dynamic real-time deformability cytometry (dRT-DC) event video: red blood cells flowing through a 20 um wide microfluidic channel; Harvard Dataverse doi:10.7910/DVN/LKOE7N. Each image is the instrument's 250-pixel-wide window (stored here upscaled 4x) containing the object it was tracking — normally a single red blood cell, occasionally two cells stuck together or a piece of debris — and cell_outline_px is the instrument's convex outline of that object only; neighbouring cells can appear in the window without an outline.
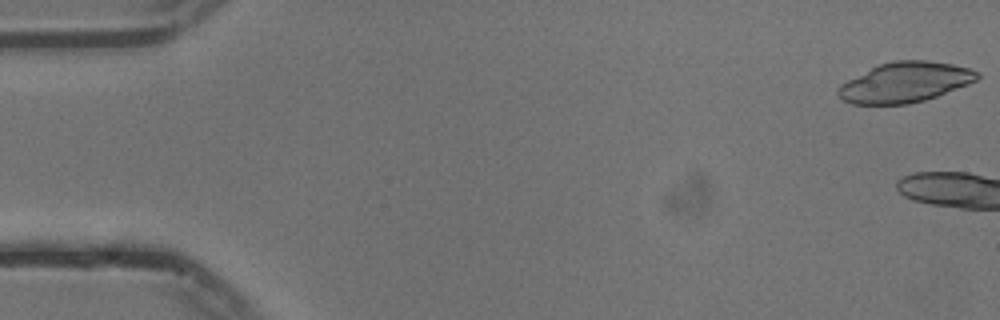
{"species": "common noctule bat (a hibernating species)", "species_latin": "Nyctalus noctula", "temperature_condition": "cold", "stored_images_in_passage": 5, "camera_frame_rate_fps": 3000, "um_per_image_px": 0.085, "animal": {"sex": "male", "body_mass_g": 13.3}, "frame": {"image": 1, "passage_image": 1, "time_ms": 0.0, "image_size_px": [1000, 320], "cell_outline_px": [[980, 76], [976, 80], [968, 84], [936, 96], [924, 100], [908, 104], [852, 104], [844, 100], [836, 92], [840, 84], [880, 64], [892, 60], [928, 60], [952, 64], [968, 68], [980, 72]], "centroid_in_image_um": [76.94, 6.99], "position_along_channel_um": 8.1, "area_um2": 32.25}}